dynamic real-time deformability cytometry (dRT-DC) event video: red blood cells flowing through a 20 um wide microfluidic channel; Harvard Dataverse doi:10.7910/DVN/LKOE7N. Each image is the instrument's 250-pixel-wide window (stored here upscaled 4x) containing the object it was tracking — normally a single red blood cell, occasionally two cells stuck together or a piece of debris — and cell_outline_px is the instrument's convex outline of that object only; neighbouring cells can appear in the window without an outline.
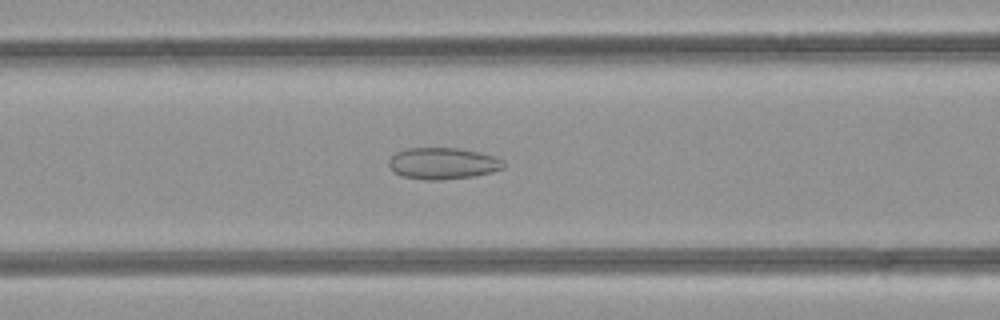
{"species": "common noctule bat (a hibernating species)", "species_latin": "Nyctalus noctula", "temperature_condition": "room temperature", "stored_images_in_passage": 50, "camera_frame_rate_fps": 3000, "um_per_image_px": 0.085, "animal": {"sex": "female", "body_mass_g": 21.9}, "frame": {"image": 1, "passage_image": 20, "time_ms": 6.333, "image_size_px": [1000, 320], "cell_outline_px": [[504, 168], [492, 172], [472, 176], [444, 180], [424, 180], [404, 176], [392, 172], [388, 164], [388, 160], [396, 152], [408, 148], [456, 148], [480, 152], [496, 156], [504, 160]], "centroid_in_image_um": [37.65, 13.89], "position_along_channel_um": 129.0, "area_um2": 21.27}}
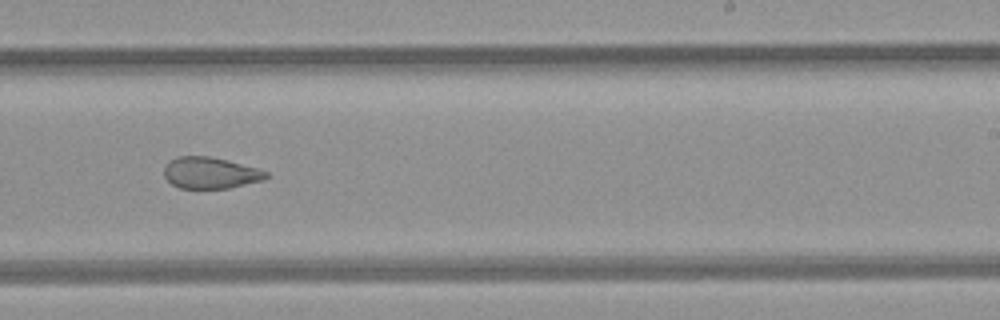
{"frame": {"image": 2, "passage_image": 30, "time_ms": 9.667, "image_size_px": [1000, 320], "cell_outline_px": [[268, 176], [264, 180], [228, 188], [180, 188], [172, 184], [164, 176], [164, 168], [176, 156], [208, 156], [228, 160], [256, 168], [268, 172]], "centroid_in_image_um": [17.89, 14.69], "position_along_channel_um": 271.1, "area_um2": 18.5}}
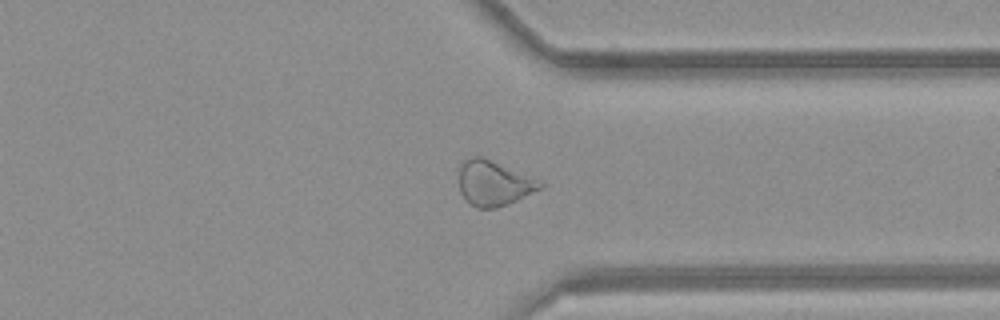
{"frame": {"image": 3, "passage_image": 37, "time_ms": 12.0, "image_size_px": [1000, 320], "cell_outline_px": [[544, 188], [508, 204], [496, 208], [476, 208], [464, 200], [460, 192], [460, 164], [464, 160], [472, 156], [480, 156], [540, 180], [544, 184]], "centroid_in_image_um": [41.97, 15.59], "position_along_channel_um": 369.4, "area_um2": 21.33}, "authors_computed_cell_mechanics": {"area_um2": 24.3049, "velocity_mm_per_s": 4.2704, "shape_relaxation_time_tau1_ms": null, "shape_relaxation_time_tau2_ms": 1.7044, "deformation_change_tau1": null, "deformation_change_tau2": 0.0898}}